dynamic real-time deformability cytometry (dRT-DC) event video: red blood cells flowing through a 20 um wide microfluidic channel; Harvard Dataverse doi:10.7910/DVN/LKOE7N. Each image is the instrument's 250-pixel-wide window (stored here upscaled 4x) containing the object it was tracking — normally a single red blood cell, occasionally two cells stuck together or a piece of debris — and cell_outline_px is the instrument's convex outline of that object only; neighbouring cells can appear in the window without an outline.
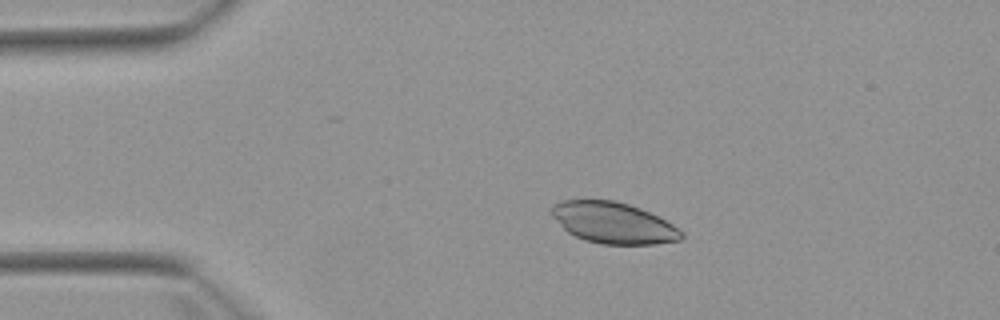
{"species": "Egyptian fruit bat (a non-hibernating species)", "species_latin": "Rousettus aegyptiacus", "temperature_condition": "warm", "stored_images_in_passage": 3, "camera_frame_rate_fps": 3000, "um_per_image_px": 0.085, "animal": {"sex": "female"}, "frame": {"image": 1, "passage_image": 2, "time_ms": 1.333, "image_size_px": [1000, 320], "cell_outline_px": [[684, 236], [680, 240], [656, 244], [600, 244], [584, 240], [568, 232], [552, 216], [552, 204], [564, 200], [612, 200], [628, 204], [640, 208], [672, 224], [684, 232]], "centroid_in_image_um": [52.14, 18.95], "position_along_channel_um": 32.9, "area_um2": 30.92}}